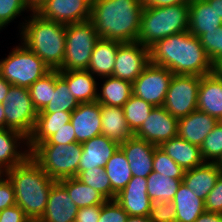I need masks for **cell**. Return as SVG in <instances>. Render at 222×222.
I'll use <instances>...</instances> for the list:
<instances>
[{"instance_id": "1f68e13d", "label": "cell", "mask_w": 222, "mask_h": 222, "mask_svg": "<svg viewBox=\"0 0 222 222\" xmlns=\"http://www.w3.org/2000/svg\"><path fill=\"white\" fill-rule=\"evenodd\" d=\"M104 170L111 183V200H115L116 195L126 187L132 178L126 155L120 147L106 162Z\"/></svg>"}, {"instance_id": "f1b7e54d", "label": "cell", "mask_w": 222, "mask_h": 222, "mask_svg": "<svg viewBox=\"0 0 222 222\" xmlns=\"http://www.w3.org/2000/svg\"><path fill=\"white\" fill-rule=\"evenodd\" d=\"M72 112L38 113L36 124L28 138V147L31 151L37 144L45 142L51 135L71 121Z\"/></svg>"}, {"instance_id": "60d3db41", "label": "cell", "mask_w": 222, "mask_h": 222, "mask_svg": "<svg viewBox=\"0 0 222 222\" xmlns=\"http://www.w3.org/2000/svg\"><path fill=\"white\" fill-rule=\"evenodd\" d=\"M153 171L164 174L166 177L183 179L185 170L181 168L160 147H156L153 156Z\"/></svg>"}, {"instance_id": "bcb514c9", "label": "cell", "mask_w": 222, "mask_h": 222, "mask_svg": "<svg viewBox=\"0 0 222 222\" xmlns=\"http://www.w3.org/2000/svg\"><path fill=\"white\" fill-rule=\"evenodd\" d=\"M16 205L15 190L12 183L4 175H0V211Z\"/></svg>"}, {"instance_id": "e575fe53", "label": "cell", "mask_w": 222, "mask_h": 222, "mask_svg": "<svg viewBox=\"0 0 222 222\" xmlns=\"http://www.w3.org/2000/svg\"><path fill=\"white\" fill-rule=\"evenodd\" d=\"M79 103L70 94L66 81L59 75V70H56L55 91H52L51 102L38 113H53V112H73Z\"/></svg>"}, {"instance_id": "7c38bea8", "label": "cell", "mask_w": 222, "mask_h": 222, "mask_svg": "<svg viewBox=\"0 0 222 222\" xmlns=\"http://www.w3.org/2000/svg\"><path fill=\"white\" fill-rule=\"evenodd\" d=\"M149 63L148 47L138 42L122 43L117 50L112 76L133 83Z\"/></svg>"}, {"instance_id": "74e56055", "label": "cell", "mask_w": 222, "mask_h": 222, "mask_svg": "<svg viewBox=\"0 0 222 222\" xmlns=\"http://www.w3.org/2000/svg\"><path fill=\"white\" fill-rule=\"evenodd\" d=\"M76 178L97 190L107 200H111V183L104 168L94 167L78 172Z\"/></svg>"}, {"instance_id": "4fadbf2b", "label": "cell", "mask_w": 222, "mask_h": 222, "mask_svg": "<svg viewBox=\"0 0 222 222\" xmlns=\"http://www.w3.org/2000/svg\"><path fill=\"white\" fill-rule=\"evenodd\" d=\"M35 12L65 25L81 23L90 20L91 0H47Z\"/></svg>"}, {"instance_id": "4dcf8cb0", "label": "cell", "mask_w": 222, "mask_h": 222, "mask_svg": "<svg viewBox=\"0 0 222 222\" xmlns=\"http://www.w3.org/2000/svg\"><path fill=\"white\" fill-rule=\"evenodd\" d=\"M176 210V222H194L205 209L203 199L197 197L182 182L172 200Z\"/></svg>"}, {"instance_id": "ba28073f", "label": "cell", "mask_w": 222, "mask_h": 222, "mask_svg": "<svg viewBox=\"0 0 222 222\" xmlns=\"http://www.w3.org/2000/svg\"><path fill=\"white\" fill-rule=\"evenodd\" d=\"M99 39L90 20L66 25L65 55L58 70H87L92 51Z\"/></svg>"}, {"instance_id": "cb8c5ba5", "label": "cell", "mask_w": 222, "mask_h": 222, "mask_svg": "<svg viewBox=\"0 0 222 222\" xmlns=\"http://www.w3.org/2000/svg\"><path fill=\"white\" fill-rule=\"evenodd\" d=\"M59 75L66 81L70 94L78 103H89L97 100V91L100 84L90 71H59Z\"/></svg>"}, {"instance_id": "ee69618b", "label": "cell", "mask_w": 222, "mask_h": 222, "mask_svg": "<svg viewBox=\"0 0 222 222\" xmlns=\"http://www.w3.org/2000/svg\"><path fill=\"white\" fill-rule=\"evenodd\" d=\"M128 213L116 200H107L101 205V215L98 222H126Z\"/></svg>"}, {"instance_id": "e0dca14e", "label": "cell", "mask_w": 222, "mask_h": 222, "mask_svg": "<svg viewBox=\"0 0 222 222\" xmlns=\"http://www.w3.org/2000/svg\"><path fill=\"white\" fill-rule=\"evenodd\" d=\"M71 124L76 142L83 143L102 134L101 105L97 101L79 103L72 112Z\"/></svg>"}, {"instance_id": "5b68a950", "label": "cell", "mask_w": 222, "mask_h": 222, "mask_svg": "<svg viewBox=\"0 0 222 222\" xmlns=\"http://www.w3.org/2000/svg\"><path fill=\"white\" fill-rule=\"evenodd\" d=\"M188 27L189 4L156 8L143 7L137 42L150 48L163 38L187 32Z\"/></svg>"}, {"instance_id": "9f6ffc18", "label": "cell", "mask_w": 222, "mask_h": 222, "mask_svg": "<svg viewBox=\"0 0 222 222\" xmlns=\"http://www.w3.org/2000/svg\"><path fill=\"white\" fill-rule=\"evenodd\" d=\"M126 222H151L148 216L138 217V216H128Z\"/></svg>"}, {"instance_id": "7a4b0ae2", "label": "cell", "mask_w": 222, "mask_h": 222, "mask_svg": "<svg viewBox=\"0 0 222 222\" xmlns=\"http://www.w3.org/2000/svg\"><path fill=\"white\" fill-rule=\"evenodd\" d=\"M142 10L141 0H91L90 21L102 39L137 42Z\"/></svg>"}, {"instance_id": "603a6c76", "label": "cell", "mask_w": 222, "mask_h": 222, "mask_svg": "<svg viewBox=\"0 0 222 222\" xmlns=\"http://www.w3.org/2000/svg\"><path fill=\"white\" fill-rule=\"evenodd\" d=\"M221 172V169L215 162H204L191 170L185 171L182 182L197 197L205 201Z\"/></svg>"}, {"instance_id": "836d02e7", "label": "cell", "mask_w": 222, "mask_h": 222, "mask_svg": "<svg viewBox=\"0 0 222 222\" xmlns=\"http://www.w3.org/2000/svg\"><path fill=\"white\" fill-rule=\"evenodd\" d=\"M147 194L151 201L172 202L182 179L166 177L152 171L147 177Z\"/></svg>"}, {"instance_id": "f6af8a7d", "label": "cell", "mask_w": 222, "mask_h": 222, "mask_svg": "<svg viewBox=\"0 0 222 222\" xmlns=\"http://www.w3.org/2000/svg\"><path fill=\"white\" fill-rule=\"evenodd\" d=\"M204 202L207 212L222 214V172Z\"/></svg>"}, {"instance_id": "5bb4252c", "label": "cell", "mask_w": 222, "mask_h": 222, "mask_svg": "<svg viewBox=\"0 0 222 222\" xmlns=\"http://www.w3.org/2000/svg\"><path fill=\"white\" fill-rule=\"evenodd\" d=\"M178 119L163 106L154 107L139 130L136 137L159 147L165 141L177 136Z\"/></svg>"}, {"instance_id": "277c9868", "label": "cell", "mask_w": 222, "mask_h": 222, "mask_svg": "<svg viewBox=\"0 0 222 222\" xmlns=\"http://www.w3.org/2000/svg\"><path fill=\"white\" fill-rule=\"evenodd\" d=\"M20 40L33 51L50 70H58L63 63L66 46V25L44 19L36 12L19 25Z\"/></svg>"}, {"instance_id": "d6986e66", "label": "cell", "mask_w": 222, "mask_h": 222, "mask_svg": "<svg viewBox=\"0 0 222 222\" xmlns=\"http://www.w3.org/2000/svg\"><path fill=\"white\" fill-rule=\"evenodd\" d=\"M156 147L135 135L120 144V148L126 155L132 176L146 178L153 171L152 164Z\"/></svg>"}, {"instance_id": "4316f807", "label": "cell", "mask_w": 222, "mask_h": 222, "mask_svg": "<svg viewBox=\"0 0 222 222\" xmlns=\"http://www.w3.org/2000/svg\"><path fill=\"white\" fill-rule=\"evenodd\" d=\"M159 147L185 171L205 162L200 147L178 136L165 141Z\"/></svg>"}, {"instance_id": "f35d334b", "label": "cell", "mask_w": 222, "mask_h": 222, "mask_svg": "<svg viewBox=\"0 0 222 222\" xmlns=\"http://www.w3.org/2000/svg\"><path fill=\"white\" fill-rule=\"evenodd\" d=\"M205 162H217L222 156V123L219 121L200 146Z\"/></svg>"}, {"instance_id": "7bdbcfd3", "label": "cell", "mask_w": 222, "mask_h": 222, "mask_svg": "<svg viewBox=\"0 0 222 222\" xmlns=\"http://www.w3.org/2000/svg\"><path fill=\"white\" fill-rule=\"evenodd\" d=\"M151 222H176V210L172 202L153 201L149 212Z\"/></svg>"}, {"instance_id": "d6a6232c", "label": "cell", "mask_w": 222, "mask_h": 222, "mask_svg": "<svg viewBox=\"0 0 222 222\" xmlns=\"http://www.w3.org/2000/svg\"><path fill=\"white\" fill-rule=\"evenodd\" d=\"M66 190L78 208L102 205L107 199L97 190L83 183L76 177L58 181Z\"/></svg>"}, {"instance_id": "816d5d0a", "label": "cell", "mask_w": 222, "mask_h": 222, "mask_svg": "<svg viewBox=\"0 0 222 222\" xmlns=\"http://www.w3.org/2000/svg\"><path fill=\"white\" fill-rule=\"evenodd\" d=\"M194 222H222V214L205 211Z\"/></svg>"}, {"instance_id": "ab89813d", "label": "cell", "mask_w": 222, "mask_h": 222, "mask_svg": "<svg viewBox=\"0 0 222 222\" xmlns=\"http://www.w3.org/2000/svg\"><path fill=\"white\" fill-rule=\"evenodd\" d=\"M199 39L210 61L219 67L222 64V26L202 34Z\"/></svg>"}, {"instance_id": "8992f818", "label": "cell", "mask_w": 222, "mask_h": 222, "mask_svg": "<svg viewBox=\"0 0 222 222\" xmlns=\"http://www.w3.org/2000/svg\"><path fill=\"white\" fill-rule=\"evenodd\" d=\"M81 154L82 145L79 142L37 144L30 151V157L55 181L76 177Z\"/></svg>"}, {"instance_id": "680465c9", "label": "cell", "mask_w": 222, "mask_h": 222, "mask_svg": "<svg viewBox=\"0 0 222 222\" xmlns=\"http://www.w3.org/2000/svg\"><path fill=\"white\" fill-rule=\"evenodd\" d=\"M216 164L222 171V156L219 158V160L216 162Z\"/></svg>"}, {"instance_id": "6f0895ef", "label": "cell", "mask_w": 222, "mask_h": 222, "mask_svg": "<svg viewBox=\"0 0 222 222\" xmlns=\"http://www.w3.org/2000/svg\"><path fill=\"white\" fill-rule=\"evenodd\" d=\"M0 129H5V114L3 104L0 103Z\"/></svg>"}, {"instance_id": "d4e9b609", "label": "cell", "mask_w": 222, "mask_h": 222, "mask_svg": "<svg viewBox=\"0 0 222 222\" xmlns=\"http://www.w3.org/2000/svg\"><path fill=\"white\" fill-rule=\"evenodd\" d=\"M222 26L221 17L206 0H190L188 31L198 38Z\"/></svg>"}, {"instance_id": "db71d44e", "label": "cell", "mask_w": 222, "mask_h": 222, "mask_svg": "<svg viewBox=\"0 0 222 222\" xmlns=\"http://www.w3.org/2000/svg\"><path fill=\"white\" fill-rule=\"evenodd\" d=\"M222 20V0H206Z\"/></svg>"}, {"instance_id": "d590c367", "label": "cell", "mask_w": 222, "mask_h": 222, "mask_svg": "<svg viewBox=\"0 0 222 222\" xmlns=\"http://www.w3.org/2000/svg\"><path fill=\"white\" fill-rule=\"evenodd\" d=\"M56 70H50L28 89L35 109L40 112L51 102L52 91H55Z\"/></svg>"}, {"instance_id": "8fae6325", "label": "cell", "mask_w": 222, "mask_h": 222, "mask_svg": "<svg viewBox=\"0 0 222 222\" xmlns=\"http://www.w3.org/2000/svg\"><path fill=\"white\" fill-rule=\"evenodd\" d=\"M173 75L167 68L149 63L132 83L133 95L154 107L163 106Z\"/></svg>"}, {"instance_id": "6da1fadb", "label": "cell", "mask_w": 222, "mask_h": 222, "mask_svg": "<svg viewBox=\"0 0 222 222\" xmlns=\"http://www.w3.org/2000/svg\"><path fill=\"white\" fill-rule=\"evenodd\" d=\"M150 63L174 75L204 76L216 69L200 39L189 31L170 35L149 48Z\"/></svg>"}, {"instance_id": "83f0119b", "label": "cell", "mask_w": 222, "mask_h": 222, "mask_svg": "<svg viewBox=\"0 0 222 222\" xmlns=\"http://www.w3.org/2000/svg\"><path fill=\"white\" fill-rule=\"evenodd\" d=\"M102 135L119 145L134 134L125 120L123 107L101 105Z\"/></svg>"}, {"instance_id": "44dd1931", "label": "cell", "mask_w": 222, "mask_h": 222, "mask_svg": "<svg viewBox=\"0 0 222 222\" xmlns=\"http://www.w3.org/2000/svg\"><path fill=\"white\" fill-rule=\"evenodd\" d=\"M81 145L82 154L78 164V172L94 167L104 168L106 162L120 147L118 143L102 134L81 143Z\"/></svg>"}, {"instance_id": "b9f144b4", "label": "cell", "mask_w": 222, "mask_h": 222, "mask_svg": "<svg viewBox=\"0 0 222 222\" xmlns=\"http://www.w3.org/2000/svg\"><path fill=\"white\" fill-rule=\"evenodd\" d=\"M25 11L32 12L26 0H0V31Z\"/></svg>"}, {"instance_id": "9a60e30c", "label": "cell", "mask_w": 222, "mask_h": 222, "mask_svg": "<svg viewBox=\"0 0 222 222\" xmlns=\"http://www.w3.org/2000/svg\"><path fill=\"white\" fill-rule=\"evenodd\" d=\"M128 216H149L152 201L147 194V179L132 176L126 187L115 197Z\"/></svg>"}, {"instance_id": "ac0fdd59", "label": "cell", "mask_w": 222, "mask_h": 222, "mask_svg": "<svg viewBox=\"0 0 222 222\" xmlns=\"http://www.w3.org/2000/svg\"><path fill=\"white\" fill-rule=\"evenodd\" d=\"M197 110L222 119V70L216 67L213 73L201 76Z\"/></svg>"}, {"instance_id": "f546056e", "label": "cell", "mask_w": 222, "mask_h": 222, "mask_svg": "<svg viewBox=\"0 0 222 222\" xmlns=\"http://www.w3.org/2000/svg\"><path fill=\"white\" fill-rule=\"evenodd\" d=\"M103 81L97 91V102L100 105L123 107L133 94L132 83L114 76L100 78ZM100 90V91H99Z\"/></svg>"}, {"instance_id": "c3c4849f", "label": "cell", "mask_w": 222, "mask_h": 222, "mask_svg": "<svg viewBox=\"0 0 222 222\" xmlns=\"http://www.w3.org/2000/svg\"><path fill=\"white\" fill-rule=\"evenodd\" d=\"M0 222H31V220L18 205H14L0 211Z\"/></svg>"}, {"instance_id": "30bf717a", "label": "cell", "mask_w": 222, "mask_h": 222, "mask_svg": "<svg viewBox=\"0 0 222 222\" xmlns=\"http://www.w3.org/2000/svg\"><path fill=\"white\" fill-rule=\"evenodd\" d=\"M201 77L173 75L163 107L178 120L197 110Z\"/></svg>"}, {"instance_id": "7402d4cb", "label": "cell", "mask_w": 222, "mask_h": 222, "mask_svg": "<svg viewBox=\"0 0 222 222\" xmlns=\"http://www.w3.org/2000/svg\"><path fill=\"white\" fill-rule=\"evenodd\" d=\"M218 122V119L207 113L199 110L193 111L178 120L177 136L200 147Z\"/></svg>"}, {"instance_id": "681fc988", "label": "cell", "mask_w": 222, "mask_h": 222, "mask_svg": "<svg viewBox=\"0 0 222 222\" xmlns=\"http://www.w3.org/2000/svg\"><path fill=\"white\" fill-rule=\"evenodd\" d=\"M101 215V205L79 208L75 222H98Z\"/></svg>"}, {"instance_id": "52a82bcc", "label": "cell", "mask_w": 222, "mask_h": 222, "mask_svg": "<svg viewBox=\"0 0 222 222\" xmlns=\"http://www.w3.org/2000/svg\"><path fill=\"white\" fill-rule=\"evenodd\" d=\"M0 59V75L11 85L29 88L47 74L48 66L22 42Z\"/></svg>"}, {"instance_id": "f907efd6", "label": "cell", "mask_w": 222, "mask_h": 222, "mask_svg": "<svg viewBox=\"0 0 222 222\" xmlns=\"http://www.w3.org/2000/svg\"><path fill=\"white\" fill-rule=\"evenodd\" d=\"M190 0H141L145 8L167 7L177 4H189Z\"/></svg>"}, {"instance_id": "7dc6e473", "label": "cell", "mask_w": 222, "mask_h": 222, "mask_svg": "<svg viewBox=\"0 0 222 222\" xmlns=\"http://www.w3.org/2000/svg\"><path fill=\"white\" fill-rule=\"evenodd\" d=\"M76 142V136L74 133V128L71 122H68L57 130L56 133L51 135L45 142H41L39 144H70Z\"/></svg>"}, {"instance_id": "484cf974", "label": "cell", "mask_w": 222, "mask_h": 222, "mask_svg": "<svg viewBox=\"0 0 222 222\" xmlns=\"http://www.w3.org/2000/svg\"><path fill=\"white\" fill-rule=\"evenodd\" d=\"M121 44L119 41L100 38L94 46L87 70L98 80L112 76L117 50Z\"/></svg>"}, {"instance_id": "3957f363", "label": "cell", "mask_w": 222, "mask_h": 222, "mask_svg": "<svg viewBox=\"0 0 222 222\" xmlns=\"http://www.w3.org/2000/svg\"><path fill=\"white\" fill-rule=\"evenodd\" d=\"M12 183L18 205L31 221H38L44 214L48 195L56 182L29 156L23 163L6 171Z\"/></svg>"}, {"instance_id": "ffe728a7", "label": "cell", "mask_w": 222, "mask_h": 222, "mask_svg": "<svg viewBox=\"0 0 222 222\" xmlns=\"http://www.w3.org/2000/svg\"><path fill=\"white\" fill-rule=\"evenodd\" d=\"M78 210L67 190L56 181L49 192L45 212L37 222H75Z\"/></svg>"}, {"instance_id": "f5cc1de1", "label": "cell", "mask_w": 222, "mask_h": 222, "mask_svg": "<svg viewBox=\"0 0 222 222\" xmlns=\"http://www.w3.org/2000/svg\"><path fill=\"white\" fill-rule=\"evenodd\" d=\"M11 84L0 75V103H4V99L8 94Z\"/></svg>"}, {"instance_id": "8d00e7d4", "label": "cell", "mask_w": 222, "mask_h": 222, "mask_svg": "<svg viewBox=\"0 0 222 222\" xmlns=\"http://www.w3.org/2000/svg\"><path fill=\"white\" fill-rule=\"evenodd\" d=\"M153 108L154 106L133 94L123 105L125 120L133 134L139 130Z\"/></svg>"}, {"instance_id": "11a10c76", "label": "cell", "mask_w": 222, "mask_h": 222, "mask_svg": "<svg viewBox=\"0 0 222 222\" xmlns=\"http://www.w3.org/2000/svg\"><path fill=\"white\" fill-rule=\"evenodd\" d=\"M46 1L47 0H26L27 4L32 12H35Z\"/></svg>"}, {"instance_id": "2e32d148", "label": "cell", "mask_w": 222, "mask_h": 222, "mask_svg": "<svg viewBox=\"0 0 222 222\" xmlns=\"http://www.w3.org/2000/svg\"><path fill=\"white\" fill-rule=\"evenodd\" d=\"M30 156L28 138L12 129H0V173L23 163Z\"/></svg>"}, {"instance_id": "9c48e42d", "label": "cell", "mask_w": 222, "mask_h": 222, "mask_svg": "<svg viewBox=\"0 0 222 222\" xmlns=\"http://www.w3.org/2000/svg\"><path fill=\"white\" fill-rule=\"evenodd\" d=\"M5 129H12L29 138L34 130L38 111L28 88L11 85L4 99Z\"/></svg>"}]
</instances>
